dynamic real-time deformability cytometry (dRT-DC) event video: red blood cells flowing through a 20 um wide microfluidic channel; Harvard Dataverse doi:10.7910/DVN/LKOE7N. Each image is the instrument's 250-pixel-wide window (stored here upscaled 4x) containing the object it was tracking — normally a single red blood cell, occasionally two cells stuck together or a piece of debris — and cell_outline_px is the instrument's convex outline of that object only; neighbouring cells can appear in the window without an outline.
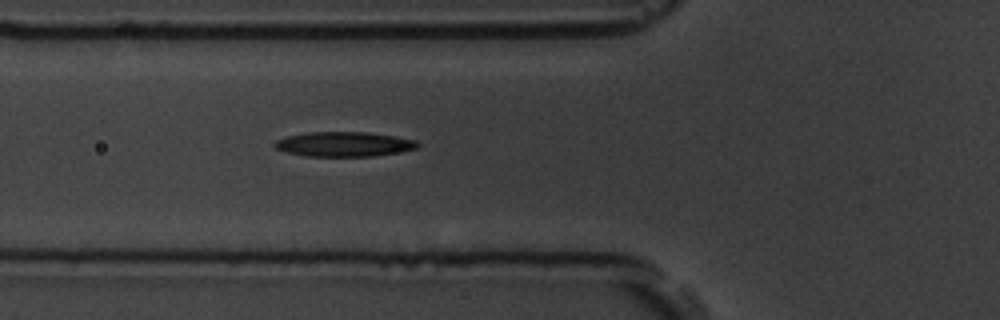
{"species": "common noctule bat (a hibernating species)", "species_latin": "Nyctalus noctula", "temperature_condition": "room temperature", "stored_images_in_passage": 2, "camera_frame_rate_fps": 3000, "um_per_image_px": 0.085, "animal": {"sex": "male", "body_mass_g": 19.5, "forearm_length_mm": 54.6}, "frame": {"image": 1, "passage_image": 2, "time_ms": 1.0, "image_size_px": [1000, 320], "cell_outline_px": [[420, 144], [416, 148], [396, 152], [372, 156], [304, 156], [288, 152], [276, 148], [272, 144], [276, 140], [288, 136], [308, 132], [368, 132], [416, 140]], "centroid_in_image_um": [29.21, 12.25], "position_along_channel_um": 96.6, "area_um2": 20.35}}